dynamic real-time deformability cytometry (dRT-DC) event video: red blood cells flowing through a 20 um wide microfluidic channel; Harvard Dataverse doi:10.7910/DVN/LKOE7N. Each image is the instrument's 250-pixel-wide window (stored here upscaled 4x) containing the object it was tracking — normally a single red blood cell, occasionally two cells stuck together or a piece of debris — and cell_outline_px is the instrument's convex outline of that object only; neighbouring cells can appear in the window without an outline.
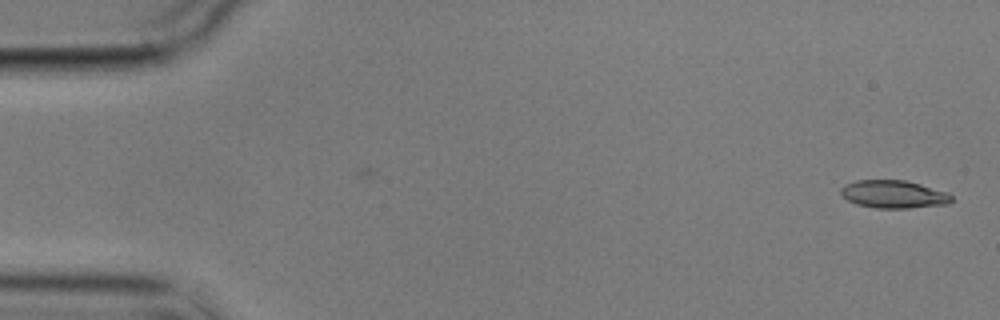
{"species": "common noctule bat (a hibernating species)", "species_latin": "Nyctalus noctula", "temperature_condition": "cold", "stored_images_in_passage": 2, "camera_frame_rate_fps": 3000, "um_per_image_px": 0.085, "animal": {"sex": "male", "body_mass_g": 17.9}, "frame": {"image": 1, "passage_image": 2, "time_ms": 1.0, "image_size_px": [1000, 320], "cell_outline_px": [[952, 200], [948, 204], [908, 208], [876, 208], [856, 204], [840, 196], [840, 188], [844, 184], [856, 180], [904, 180], [920, 184], [948, 192], [952, 196]], "centroid_in_image_um": [75.92, 16.51], "position_along_channel_um": 9.1, "area_um2": 18.09}}